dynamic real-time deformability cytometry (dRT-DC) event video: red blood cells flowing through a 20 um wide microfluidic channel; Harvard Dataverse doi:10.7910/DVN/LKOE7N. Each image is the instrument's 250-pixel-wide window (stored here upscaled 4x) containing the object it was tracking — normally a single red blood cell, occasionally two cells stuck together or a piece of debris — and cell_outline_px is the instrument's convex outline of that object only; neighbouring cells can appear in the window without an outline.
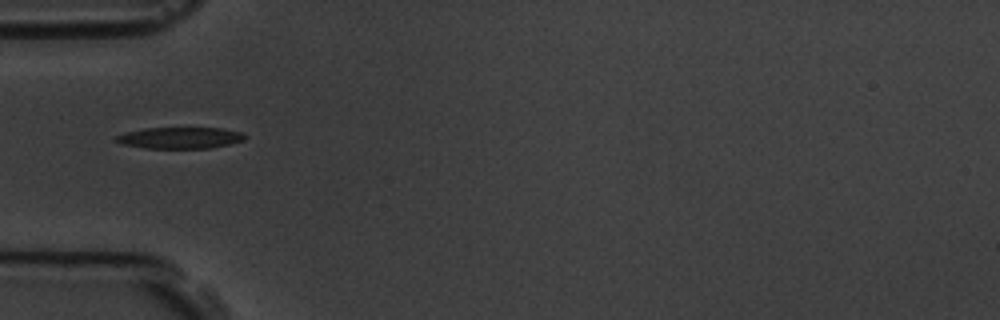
{"species": "common noctule bat (a hibernating species)", "species_latin": "Nyctalus noctula", "temperature_condition": "room temperature", "stored_images_in_passage": 4, "camera_frame_rate_fps": 3000, "um_per_image_px": 0.085, "animal": {"sex": "male", "body_mass_g": 19.5, "forearm_length_mm": 54.6}, "frame": {"image": 1, "passage_image": 1, "time_ms": 0.0, "image_size_px": [1000, 320], "cell_outline_px": [[248, 136], [244, 140], [212, 148], [144, 148], [120, 144], [116, 140], [116, 136], [124, 132], [144, 128], [220, 128], [244, 132]], "centroid_in_image_um": [15.31, 11.71], "position_along_channel_um": 69.7, "area_um2": 16.18}}
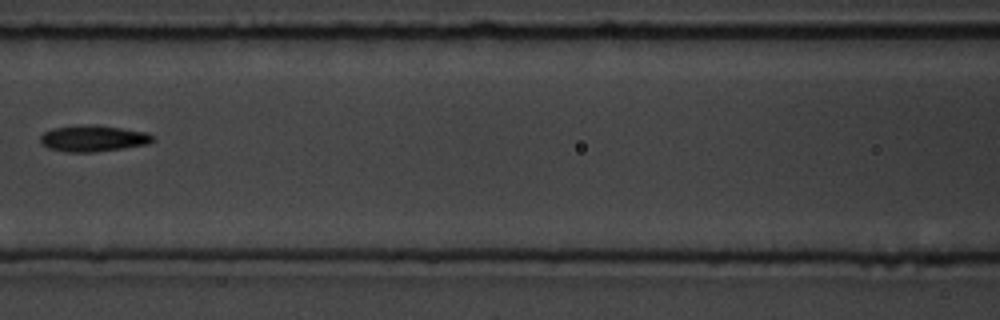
{"frame": {"image": 2, "passage_image": 3, "time_ms": 2.333, "image_size_px": [1000, 320], "cell_outline_px": [[156, 140], [148, 144], [124, 148], [92, 152], [68, 152], [48, 148], [40, 140], [40, 136], [44, 132], [52, 128], [92, 124], [96, 124], [148, 132]], "centroid_in_image_um": [7.96, 11.76], "position_along_channel_um": 158.6, "area_um2": 17.22}}
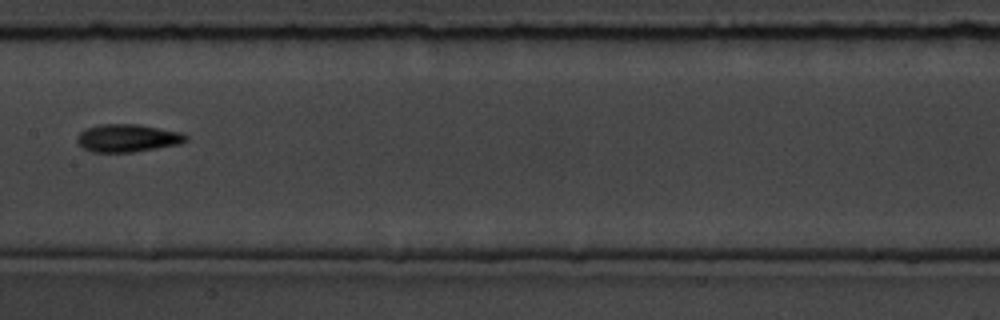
{"frame": {"image": 3, "passage_image": 4, "time_ms": 3.333, "image_size_px": [1000, 320], "cell_outline_px": [[188, 140], [180, 144], [132, 152], [92, 152], [84, 148], [76, 140], [76, 136], [84, 128], [100, 124], [140, 124], [180, 132], [188, 136]], "centroid_in_image_um": [10.83, 11.72], "position_along_channel_um": 196.6, "area_um2": 17.69}}